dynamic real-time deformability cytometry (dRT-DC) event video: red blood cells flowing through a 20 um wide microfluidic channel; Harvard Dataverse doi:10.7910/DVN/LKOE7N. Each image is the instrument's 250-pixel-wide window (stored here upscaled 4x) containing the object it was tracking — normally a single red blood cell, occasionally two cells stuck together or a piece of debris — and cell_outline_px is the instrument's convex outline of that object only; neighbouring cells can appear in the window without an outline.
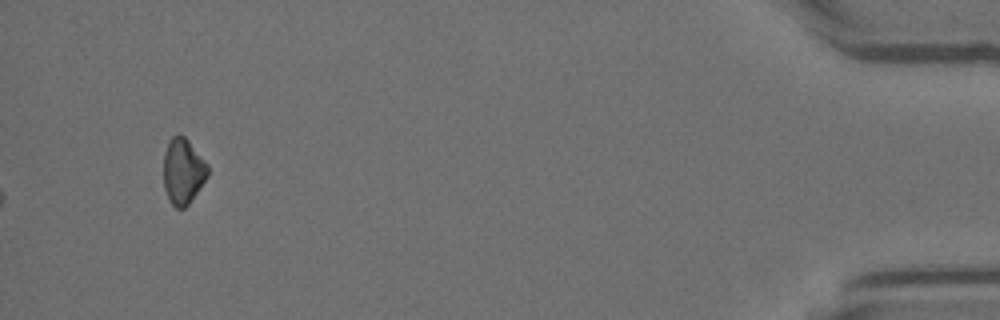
{"species": "Egyptian fruit bat (a non-hibernating species)", "species_latin": "Rousettus aegyptiacus", "temperature_condition": "room temperature", "stored_images_in_passage": 43, "camera_frame_rate_fps": 3000, "um_per_image_px": 0.085, "animal": {"sex": "female"}, "frame": {"image": 1, "passage_image": 43, "time_ms": 14.0, "image_size_px": [1000, 320], "cell_outline_px": [[208, 176], [188, 204], [184, 208], [176, 208], [172, 204], [164, 188], [164, 152], [168, 140], [172, 136], [184, 136], [188, 140], [208, 164]], "centroid_in_image_um": [15.55, 14.54], "position_along_channel_um": 419.6, "area_um2": 16.76}}